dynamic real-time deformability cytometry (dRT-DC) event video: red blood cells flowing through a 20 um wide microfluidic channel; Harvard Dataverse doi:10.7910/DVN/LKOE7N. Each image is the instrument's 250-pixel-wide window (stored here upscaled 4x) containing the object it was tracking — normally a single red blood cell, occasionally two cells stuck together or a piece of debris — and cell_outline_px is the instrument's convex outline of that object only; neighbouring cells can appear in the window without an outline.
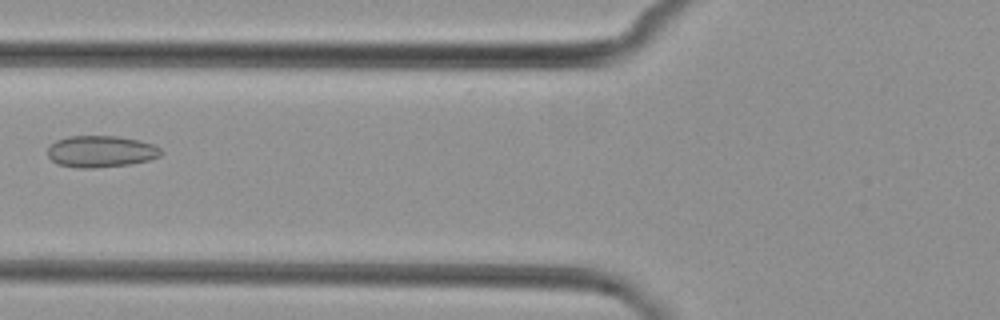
{"species": "common noctule bat (a hibernating species)", "species_latin": "Nyctalus noctula", "temperature_condition": "cold", "stored_images_in_passage": 2, "camera_frame_rate_fps": 3000, "um_per_image_px": 0.085, "animal": {"sex": "female", "body_mass_g": 29.2, "forearm_length_mm": 56.3}, "frame": {"image": 1, "passage_image": 2, "time_ms": 1.333, "image_size_px": [1000, 320], "cell_outline_px": [[164, 152], [160, 156], [148, 160], [132, 164], [92, 168], [80, 168], [56, 164], [48, 156], [48, 148], [56, 140], [68, 136], [116, 136], [136, 140], [152, 144], [160, 148]], "centroid_in_image_um": [8.57, 12.88], "position_along_channel_um": 117.2, "area_um2": 20.87}}